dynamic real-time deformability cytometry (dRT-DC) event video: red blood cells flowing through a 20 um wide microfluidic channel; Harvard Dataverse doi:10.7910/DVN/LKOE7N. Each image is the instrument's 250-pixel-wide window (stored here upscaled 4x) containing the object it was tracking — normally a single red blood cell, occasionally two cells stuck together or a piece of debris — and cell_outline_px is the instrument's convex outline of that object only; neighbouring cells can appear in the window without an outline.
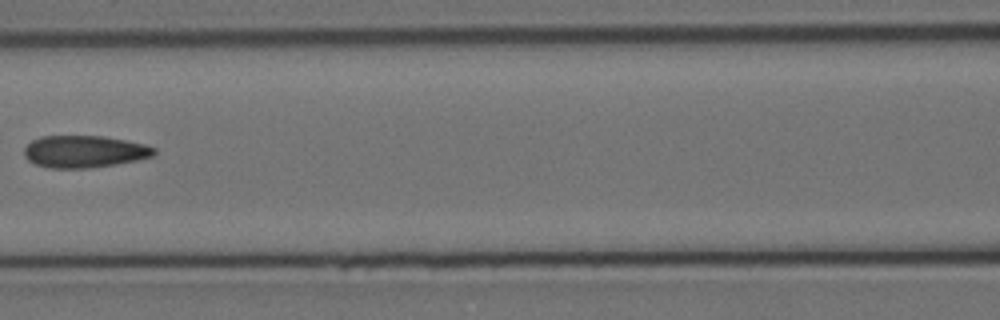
{"species": "Egyptian fruit bat (a non-hibernating species)", "species_latin": "Rousettus aegyptiacus", "temperature_condition": "cold", "stored_images_in_passage": 15, "camera_frame_rate_fps": 3000, "um_per_image_px": 0.085, "animal": {"sex": "female"}, "frame": {"image": 1, "passage_image": 7, "time_ms": 8.333, "image_size_px": [1000, 320], "cell_outline_px": [[156, 152], [152, 156], [136, 160], [116, 164], [88, 168], [48, 168], [36, 164], [28, 160], [24, 156], [24, 148], [32, 140], [44, 136], [104, 136], [144, 144], [156, 148]], "centroid_in_image_um": [7.15, 12.88], "position_along_channel_um": 159.4, "area_um2": 24.22}}
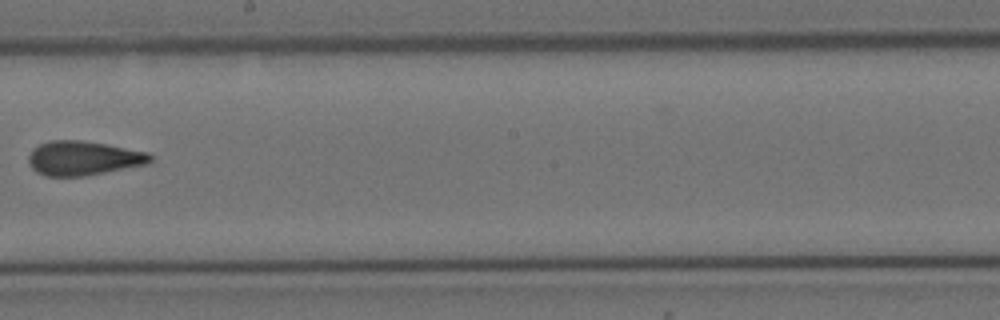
{"frame": {"image": 2, "passage_image": 9, "time_ms": 10.667, "image_size_px": [1000, 320], "cell_outline_px": [[152, 160], [148, 164], [84, 176], [44, 176], [36, 172], [32, 168], [28, 160], [28, 156], [32, 148], [48, 140], [80, 140], [104, 144], [148, 152], [152, 156]], "centroid_in_image_um": [7.05, 13.44], "position_along_channel_um": 241.1, "area_um2": 24.33}}
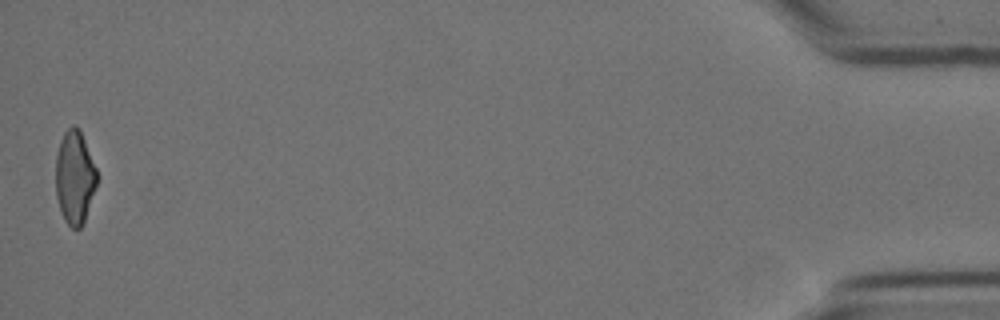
{"frame": {"image": 3, "passage_image": 15, "time_ms": 18.667, "image_size_px": [1000, 320], "cell_outline_px": [[96, 184], [84, 220], [80, 228], [72, 228], [64, 220], [56, 196], [56, 152], [60, 140], [64, 132], [72, 124], [80, 128], [96, 168]], "centroid_in_image_um": [6.33, 15.02], "position_along_channel_um": 428.9, "area_um2": 22.2}, "authors_computed_cell_mechanics": {"area_um2": 24.2182, "velocity_mm_per_s": 3.4982, "shape_relaxation_time_tau1_ms": 3.3078, "shape_relaxation_time_tau2_ms": 2.6549, "deformation_change_tau1": 0.1692, "deformation_change_tau2": 0.1132}}